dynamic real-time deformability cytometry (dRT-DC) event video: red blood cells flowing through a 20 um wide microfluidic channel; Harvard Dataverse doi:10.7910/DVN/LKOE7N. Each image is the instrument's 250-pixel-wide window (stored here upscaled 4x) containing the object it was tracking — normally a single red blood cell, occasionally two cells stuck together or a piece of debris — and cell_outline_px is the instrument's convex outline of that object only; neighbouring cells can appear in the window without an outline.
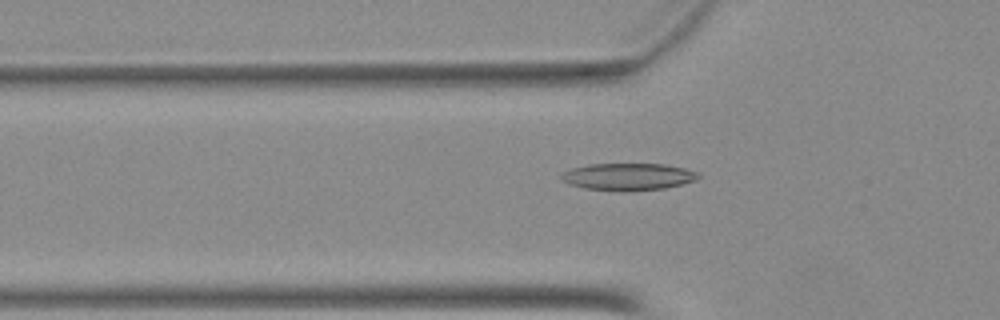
{"species": "Egyptian fruit bat (a non-hibernating species)", "species_latin": "Rousettus aegyptiacus", "temperature_condition": "warm", "stored_images_in_passage": 50, "camera_frame_rate_fps": 3000, "um_per_image_px": 0.085, "animal": {"sex": "female"}, "frame": {"image": 1, "passage_image": 17, "time_ms": 5.333, "image_size_px": [1000, 320], "cell_outline_px": [[700, 176], [696, 180], [664, 188], [584, 188], [568, 184], [560, 180], [560, 176], [564, 172], [572, 168], [588, 164], [664, 164], [684, 168], [700, 172]], "centroid_in_image_um": [53.39, 14.96], "position_along_channel_um": 72.4, "area_um2": 20.63}}
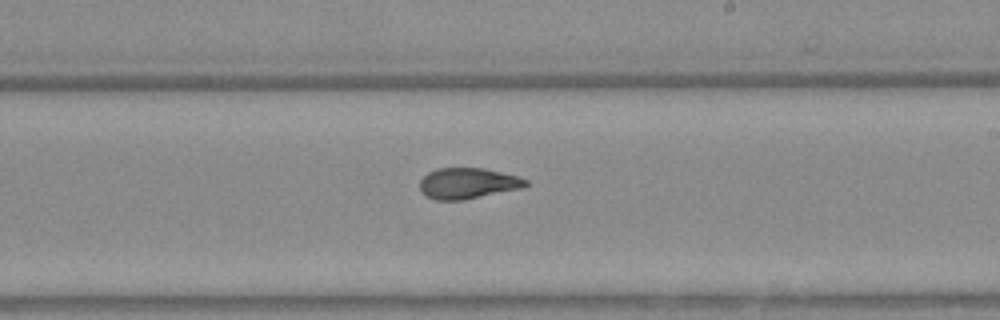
{"frame": {"image": 2, "passage_image": 30, "time_ms": 9.667, "image_size_px": [1000, 320], "cell_outline_px": [[528, 184], [524, 188], [464, 200], [436, 200], [424, 196], [420, 192], [420, 180], [428, 172], [436, 168], [484, 168], [516, 176], [528, 180]], "centroid_in_image_um": [39.74, 15.59], "position_along_channel_um": 249.3, "area_um2": 19.25}}
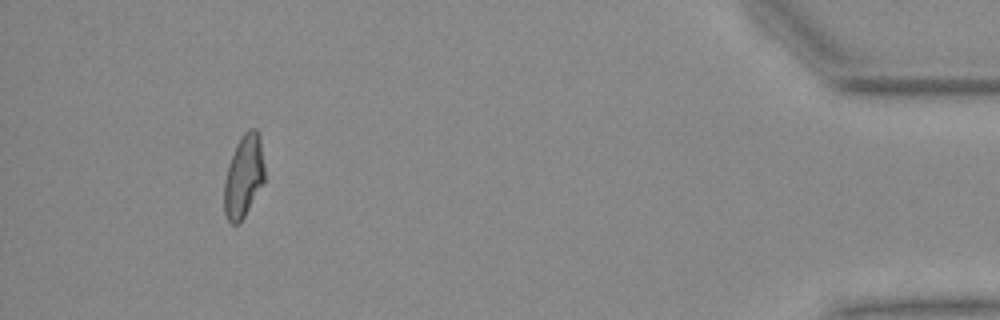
{"frame": {"image": 3, "passage_image": 47, "time_ms": 15.333, "image_size_px": [1000, 320], "cell_outline_px": [[264, 184], [244, 216], [236, 224], [232, 224], [228, 220], [224, 212], [224, 180], [236, 144], [244, 132], [248, 128], [256, 128], [260, 136], [264, 164]], "centroid_in_image_um": [20.73, 14.96], "position_along_channel_um": 414.5, "area_um2": 19.42}}